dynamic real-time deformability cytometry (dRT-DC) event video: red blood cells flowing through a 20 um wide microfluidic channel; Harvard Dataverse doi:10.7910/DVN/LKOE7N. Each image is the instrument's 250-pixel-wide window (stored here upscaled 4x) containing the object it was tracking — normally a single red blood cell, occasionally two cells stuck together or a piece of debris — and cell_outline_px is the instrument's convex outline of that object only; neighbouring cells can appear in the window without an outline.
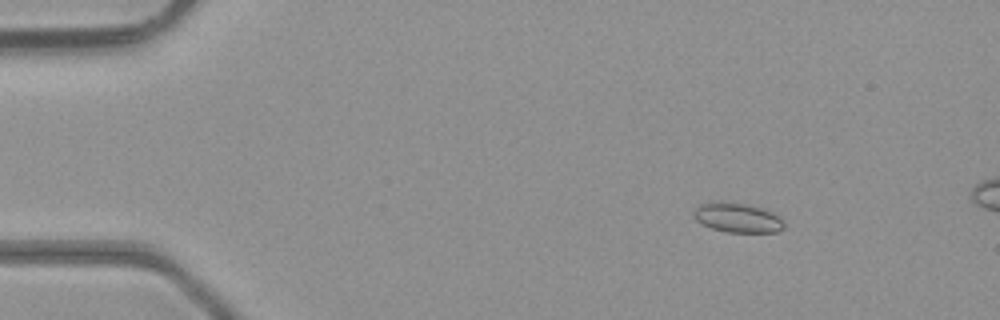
{"species": "common noctule bat (a hibernating species)", "species_latin": "Nyctalus noctula", "temperature_condition": "room temperature", "stored_images_in_passage": 11, "camera_frame_rate_fps": 3000, "um_per_image_px": 0.085, "animal": {"sex": "male", "body_mass_g": 23.1, "forearm_length_mm": 52.7}, "frame": {"image": 1, "passage_image": 4, "time_ms": 1.0, "image_size_px": [1000, 320], "cell_outline_px": [[784, 228], [776, 232], [728, 232], [712, 228], [696, 220], [692, 216], [692, 212], [700, 204], [720, 200], [744, 204], [764, 208], [772, 212], [784, 224]], "centroid_in_image_um": [62.64, 18.49], "position_along_channel_um": 22.4, "area_um2": 15.49}}